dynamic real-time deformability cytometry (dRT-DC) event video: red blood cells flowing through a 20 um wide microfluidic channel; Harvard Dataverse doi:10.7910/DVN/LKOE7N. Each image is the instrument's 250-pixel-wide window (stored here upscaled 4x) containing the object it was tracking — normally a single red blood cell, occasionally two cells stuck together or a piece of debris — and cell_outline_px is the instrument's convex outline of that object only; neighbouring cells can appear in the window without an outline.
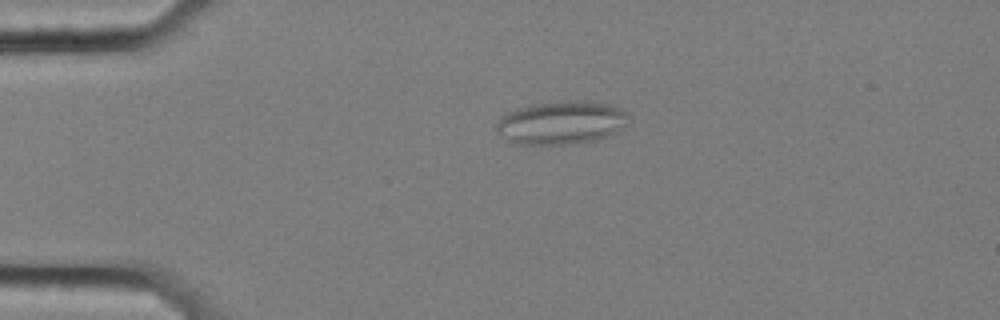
{"species": "common noctule bat (a hibernating species)", "species_latin": "Nyctalus noctula", "temperature_condition": "cold", "stored_images_in_passage": 57, "camera_frame_rate_fps": 3000, "um_per_image_px": 0.085, "animal": {"sex": "female", "body_mass_g": 25.1}, "frame": {"image": 1, "passage_image": 13, "time_ms": 4.0, "image_size_px": [1000, 320], "cell_outline_px": [[632, 116], [616, 132], [596, 140], [580, 144], [512, 144], [496, 132], [496, 124], [500, 116], [516, 108], [532, 104], [560, 100], [588, 100], [608, 104], [620, 108], [628, 112]], "centroid_in_image_um": [47.69, 10.41], "position_along_channel_um": 37.3, "area_um2": 33.99}}
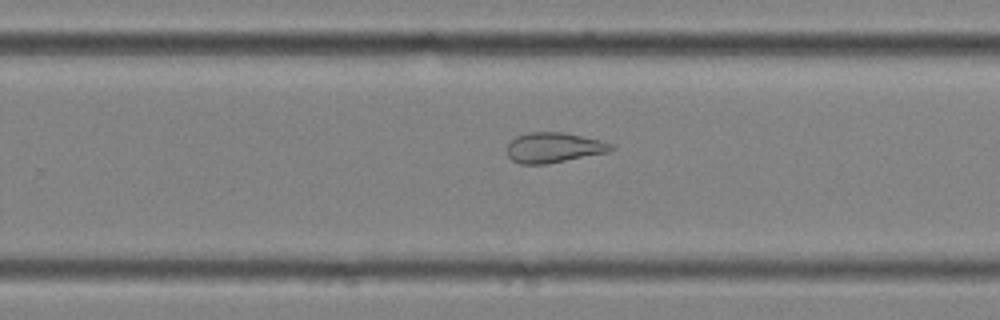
{"frame": {"image": 2, "passage_image": 37, "time_ms": 12.0, "image_size_px": [1000, 320], "cell_outline_px": [[616, 148], [608, 152], [544, 164], [520, 164], [512, 160], [508, 156], [508, 144], [516, 136], [528, 132], [564, 132], [600, 140], [612, 144]], "centroid_in_image_um": [47.07, 12.54], "position_along_channel_um": 282.7, "area_um2": 18.15}}
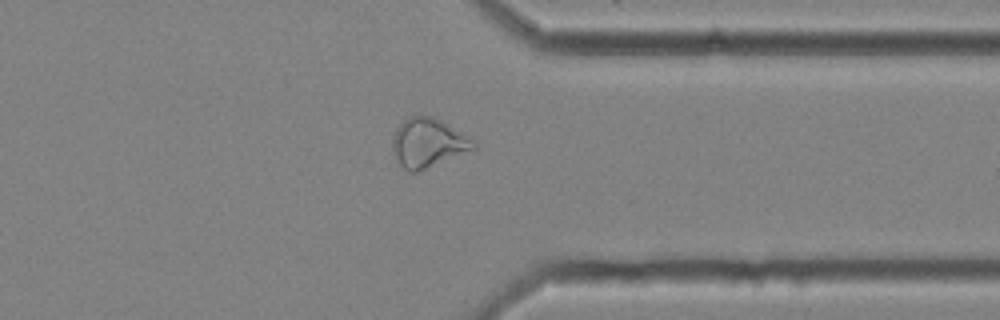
{"frame": {"image": 3, "passage_image": 45, "time_ms": 14.667, "image_size_px": [1000, 320], "cell_outline_px": [[476, 148], [416, 172], [408, 172], [400, 164], [392, 148], [392, 140], [396, 128], [408, 116], [420, 112], [432, 116], [440, 120], [472, 140], [476, 144]], "centroid_in_image_um": [36.33, 12.1], "position_along_channel_um": 375.1, "area_um2": 22.83}, "authors_computed_cell_mechanics": {"area_um2": 25.721, "velocity_mm_per_s": 3.5309, "shape_relaxation_time_tau1_ms": null, "shape_relaxation_time_tau2_ms": 3.2934, "deformation_change_tau1": null, "deformation_change_tau2": 0.1221}}